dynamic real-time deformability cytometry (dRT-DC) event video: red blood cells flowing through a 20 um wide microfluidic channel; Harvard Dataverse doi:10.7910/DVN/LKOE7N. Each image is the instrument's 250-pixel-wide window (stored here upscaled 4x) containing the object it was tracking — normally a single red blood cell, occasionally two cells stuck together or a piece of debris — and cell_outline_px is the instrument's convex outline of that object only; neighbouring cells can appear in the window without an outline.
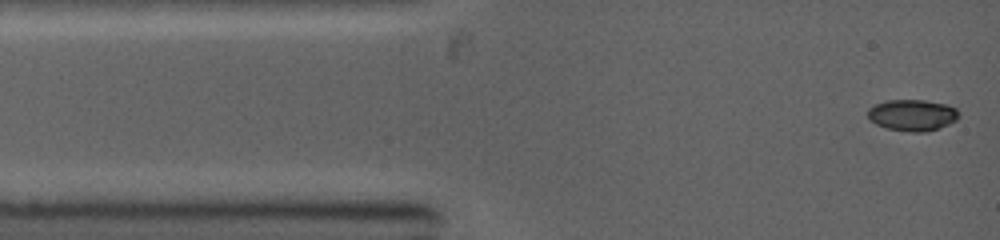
{"species": "common noctule bat (a hibernating species)", "species_latin": "Nyctalus noctula", "temperature_condition": "warm", "stored_images_in_passage": 7, "camera_frame_rate_fps": 5000, "um_per_image_px": 0.085, "animal": {"sex": "female", "body_mass_g": 19.0, "forearm_length_mm": 53.3}, "frame": {"image": 1, "passage_image": 1, "time_ms": 0.0, "image_size_px": [1000, 240], "cell_outline_px": [[960, 116], [956, 120], [948, 124], [924, 132], [908, 132], [884, 128], [868, 120], [868, 108], [876, 104], [888, 100], [924, 100], [948, 104], [956, 108], [960, 112]], "centroid_in_image_um": [77.55, 9.78], "position_along_channel_um": 7.5, "area_um2": 16.82}}
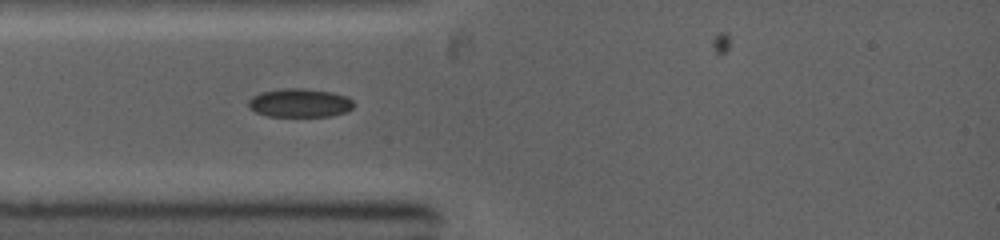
{"frame": {"image": 2, "passage_image": 5, "time_ms": 2.4, "image_size_px": [1000, 240], "cell_outline_px": [[352, 108], [344, 112], [332, 116], [268, 116], [256, 112], [248, 108], [248, 100], [252, 96], [260, 92], [280, 88], [304, 88], [332, 92], [344, 96], [352, 100]], "centroid_in_image_um": [25.41, 8.74], "position_along_channel_um": 59.6, "area_um2": 17.57}}